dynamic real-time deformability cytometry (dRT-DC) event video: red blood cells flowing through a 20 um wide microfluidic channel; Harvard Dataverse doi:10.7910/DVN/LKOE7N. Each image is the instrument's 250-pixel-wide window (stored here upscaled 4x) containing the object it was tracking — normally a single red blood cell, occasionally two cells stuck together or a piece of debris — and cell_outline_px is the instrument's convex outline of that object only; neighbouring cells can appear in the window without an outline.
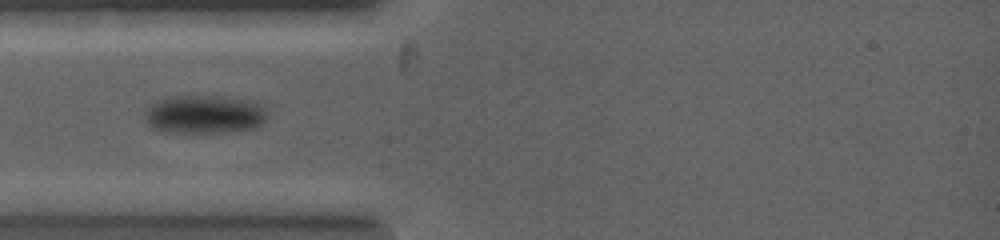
{"species": "common noctule bat (a hibernating species)", "species_latin": "Nyctalus noctula", "temperature_condition": "warm", "stored_images_in_passage": 13, "camera_frame_rate_fps": 5000, "um_per_image_px": 0.085, "animal": {"sex": "female", "body_mass_g": 19.0, "forearm_length_mm": 53.3}, "frame": {"image": 1, "passage_image": 6, "time_ms": 1.4, "image_size_px": [1000, 240], "cell_outline_px": [[264, 120], [256, 128], [224, 132], [160, 132], [152, 128], [148, 124], [144, 112], [152, 104], [160, 100], [176, 96], [196, 96], [252, 104], [260, 108], [264, 112]], "centroid_in_image_um": [17.2, 9.79], "position_along_channel_um": 67.8, "area_um2": 25.72}}
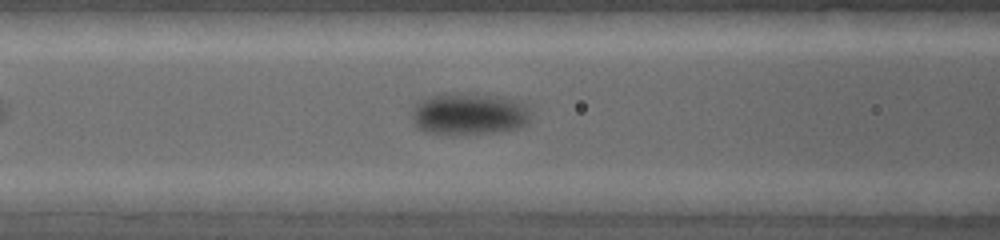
{"frame": {"image": 2, "passage_image": 9, "time_ms": 2.4, "image_size_px": [1000, 240], "cell_outline_px": [[528, 120], [524, 124], [516, 128], [492, 132], [452, 136], [448, 136], [424, 132], [416, 128], [412, 124], [416, 108], [428, 100], [436, 96], [456, 96], [504, 100], [516, 104], [528, 112]], "centroid_in_image_um": [39.74, 9.85], "position_along_channel_um": 126.9, "area_um2": 26.3}}